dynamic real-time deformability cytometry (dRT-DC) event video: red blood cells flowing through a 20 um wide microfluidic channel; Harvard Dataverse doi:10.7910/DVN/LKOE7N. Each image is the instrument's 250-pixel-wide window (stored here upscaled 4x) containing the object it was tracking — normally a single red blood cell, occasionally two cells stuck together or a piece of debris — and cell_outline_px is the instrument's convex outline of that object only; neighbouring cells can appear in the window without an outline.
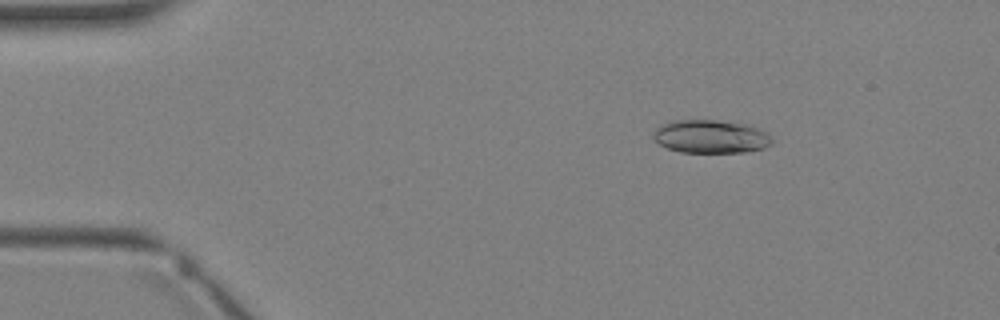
{"species": "Egyptian fruit bat (a non-hibernating species)", "species_latin": "Rousettus aegyptiacus", "temperature_condition": "warm", "stored_images_in_passage": 2, "camera_frame_rate_fps": 3000, "um_per_image_px": 0.085, "animal": {"sex": "female"}, "frame": {"image": 1, "passage_image": 1, "time_ms": 0.0, "image_size_px": [1000, 320], "cell_outline_px": [[772, 144], [764, 148], [744, 152], [680, 152], [668, 148], [660, 144], [652, 136], [656, 128], [660, 124], [672, 120], [716, 120], [748, 124], [760, 128], [772, 140]], "centroid_in_image_um": [60.4, 11.6], "position_along_channel_um": 24.6, "area_um2": 23.0}}